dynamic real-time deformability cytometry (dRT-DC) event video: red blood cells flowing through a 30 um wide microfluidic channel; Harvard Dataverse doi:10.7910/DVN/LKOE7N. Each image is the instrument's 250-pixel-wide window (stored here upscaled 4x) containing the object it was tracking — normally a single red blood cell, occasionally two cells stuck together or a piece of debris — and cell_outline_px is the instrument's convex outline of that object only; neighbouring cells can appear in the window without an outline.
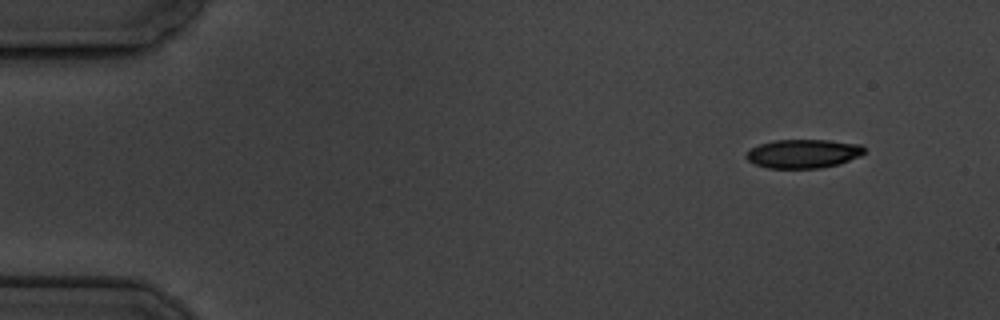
{"species": "common noctule bat (a hibernating species)", "species_latin": "Nyctalus noctula", "temperature_condition": "cold", "stored_images_in_passage": 10, "camera_frame_rate_fps": 3000, "um_per_image_px": 0.085, "animal": {"sex": "male", "body_mass_g": 19.5, "forearm_length_mm": 54.6}, "frame": {"image": 1, "passage_image": 1, "time_ms": 0.0, "image_size_px": [1000, 320], "cell_outline_px": [[864, 152], [860, 156], [840, 164], [820, 168], [768, 168], [756, 164], [748, 160], [744, 156], [752, 148], [760, 144], [776, 140], [828, 140], [860, 144], [864, 148]], "centroid_in_image_um": [68.29, 13.06], "position_along_channel_um": 16.7, "area_um2": 19.71}}
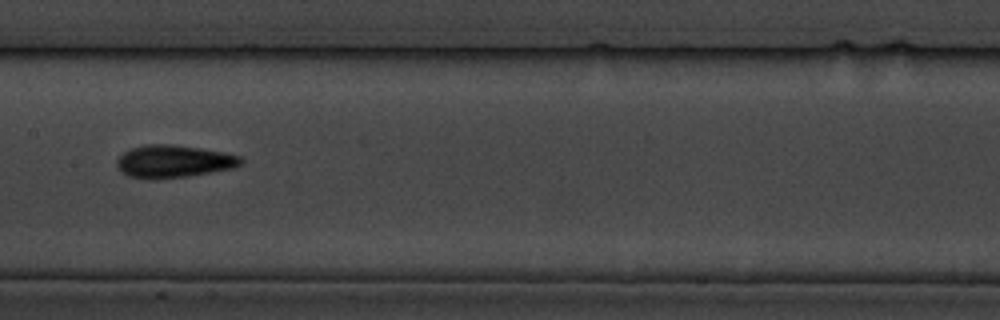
{"frame": {"image": 2, "passage_image": 8, "time_ms": 8.0, "image_size_px": [1000, 320], "cell_outline_px": [[244, 164], [236, 168], [188, 176], [148, 180], [128, 176], [116, 164], [116, 160], [124, 152], [132, 148], [148, 144], [172, 144], [200, 148], [224, 152], [240, 156], [244, 160]], "centroid_in_image_um": [14.81, 13.72], "position_along_channel_um": 192.6, "area_um2": 23.7}}
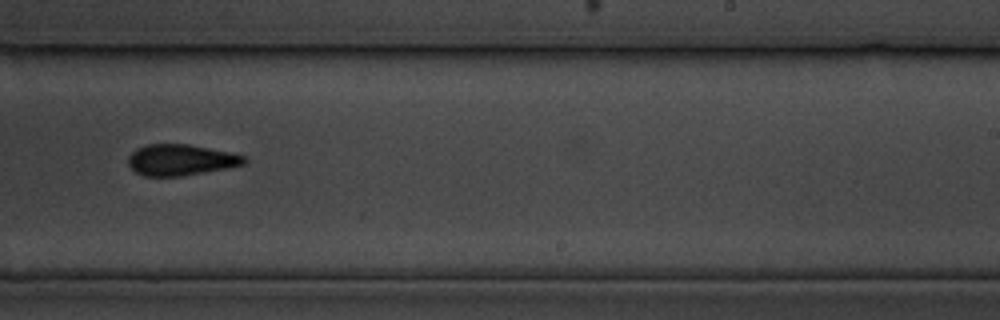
{"frame": {"image": 3, "passage_image": 10, "time_ms": 10.333, "image_size_px": [1000, 320], "cell_outline_px": [[248, 160], [244, 164], [228, 168], [180, 176], [144, 176], [136, 172], [128, 164], [128, 156], [136, 148], [144, 144], [188, 144], [232, 152], [248, 156]], "centroid_in_image_um": [15.39, 13.58], "position_along_channel_um": 273.6, "area_um2": 21.21}}